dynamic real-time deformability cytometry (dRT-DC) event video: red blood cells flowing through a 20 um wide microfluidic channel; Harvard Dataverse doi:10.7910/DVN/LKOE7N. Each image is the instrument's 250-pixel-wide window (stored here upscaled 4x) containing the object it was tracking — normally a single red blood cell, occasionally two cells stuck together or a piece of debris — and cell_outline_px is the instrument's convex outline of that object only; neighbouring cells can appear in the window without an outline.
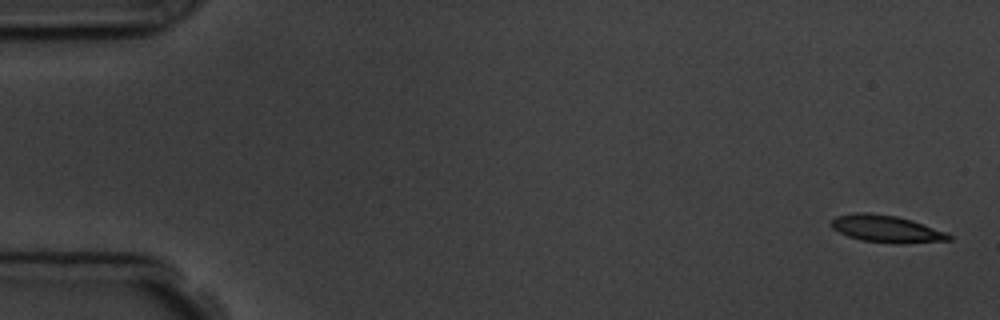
{"species": "common noctule bat (a hibernating species)", "species_latin": "Nyctalus noctula", "temperature_condition": "room temperature", "stored_images_in_passage": 5, "segment_of_instrument_passage": [1, 2], "camera_frame_rate_fps": 3000, "um_per_image_px": 0.085, "animal": {"sex": "male", "body_mass_g": 19.5, "forearm_length_mm": 54.6}, "frame": {"image": 1, "passage_image": 1, "time_ms": 0.0, "image_size_px": [1000, 320], "cell_outline_px": [[952, 240], [904, 244], [896, 244], [860, 240], [848, 236], [832, 228], [832, 220], [836, 216], [856, 212], [868, 212], [896, 216], [912, 220], [944, 232], [952, 236]], "centroid_in_image_um": [75.34, 19.46], "position_along_channel_um": 9.7, "area_um2": 18.55}}